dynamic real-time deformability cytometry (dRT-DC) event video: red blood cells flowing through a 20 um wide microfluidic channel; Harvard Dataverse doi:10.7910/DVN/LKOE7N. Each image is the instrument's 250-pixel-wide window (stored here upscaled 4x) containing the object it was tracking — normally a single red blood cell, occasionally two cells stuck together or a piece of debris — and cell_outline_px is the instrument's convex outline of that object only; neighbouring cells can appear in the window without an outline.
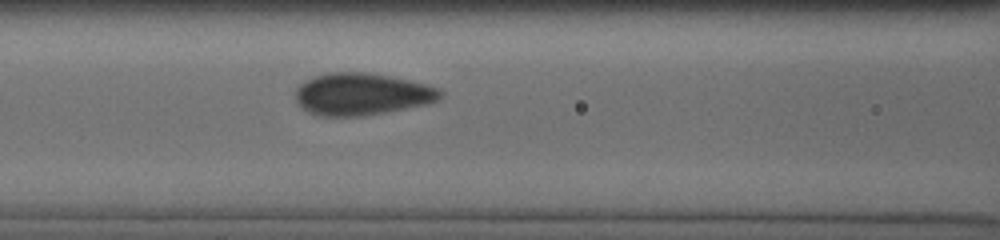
{"species": "human", "species_latin": "Homo sapiens", "temperature_condition": "cold", "stored_images_in_passage": 5, "camera_frame_rate_fps": 3000, "um_per_image_px": 0.085, "donor": {"sex": "male"}, "frame": {"image": 1, "passage_image": 5, "time_ms": 2.333, "image_size_px": [1000, 240], "cell_outline_px": [[440, 96], [436, 100], [428, 104], [364, 116], [320, 116], [308, 112], [296, 100], [296, 88], [304, 80], [328, 72], [364, 72], [388, 76], [408, 80], [440, 88]], "centroid_in_image_um": [30.72, 8.0], "position_along_channel_um": 135.9, "area_um2": 35.26}}